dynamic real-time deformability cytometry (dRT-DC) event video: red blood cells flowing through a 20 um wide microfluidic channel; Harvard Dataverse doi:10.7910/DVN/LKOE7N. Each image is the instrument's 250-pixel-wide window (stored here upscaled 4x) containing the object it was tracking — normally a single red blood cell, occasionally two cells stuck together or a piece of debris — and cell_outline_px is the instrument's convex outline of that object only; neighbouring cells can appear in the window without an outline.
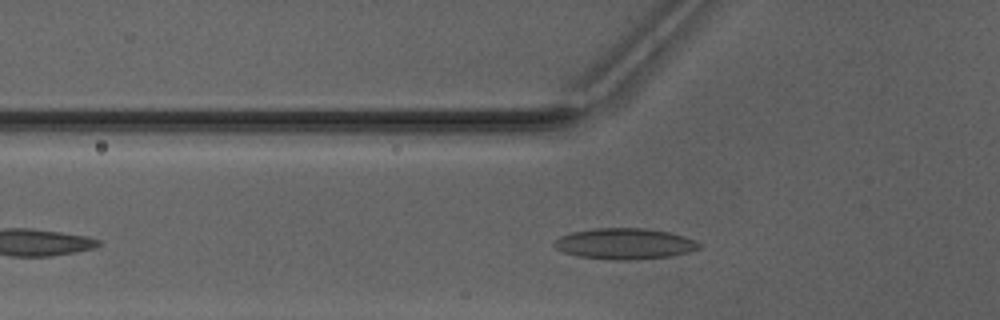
{"species": "Egyptian fruit bat (a non-hibernating species)", "species_latin": "Rousettus aegyptiacus", "temperature_condition": "warm", "stored_images_in_passage": 30, "camera_frame_rate_fps": 3000, "um_per_image_px": 0.085, "animal": {"sex": "male"}, "frame": {"image": 1, "passage_image": 8, "time_ms": 2.333, "image_size_px": [1000, 320], "cell_outline_px": [[700, 248], [688, 252], [672, 256], [632, 260], [612, 260], [576, 256], [564, 252], [556, 248], [552, 244], [560, 236], [572, 232], [592, 228], [644, 228], [668, 232], [684, 236], [700, 244]], "centroid_in_image_um": [53.06, 20.72], "position_along_channel_um": 72.7, "area_um2": 26.13}}
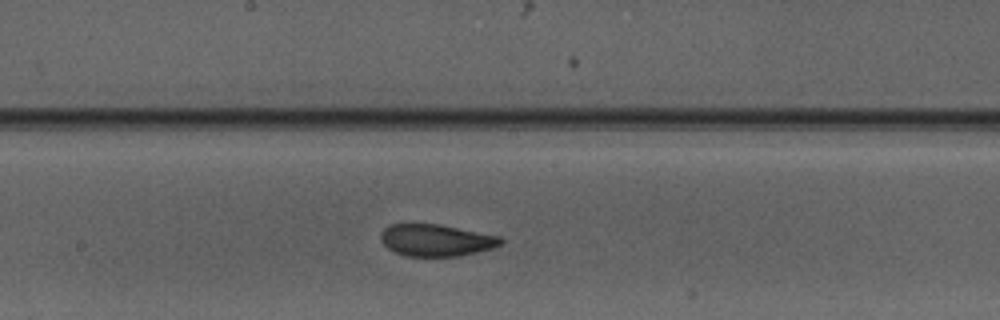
{"frame": {"image": 2, "passage_image": 18, "time_ms": 5.667, "image_size_px": [1000, 320], "cell_outline_px": [[504, 240], [500, 244], [492, 248], [460, 256], [408, 256], [392, 252], [380, 240], [380, 232], [388, 224], [440, 224], [500, 236]], "centroid_in_image_um": [37.03, 20.41], "position_along_channel_um": 211.2, "area_um2": 22.43}}
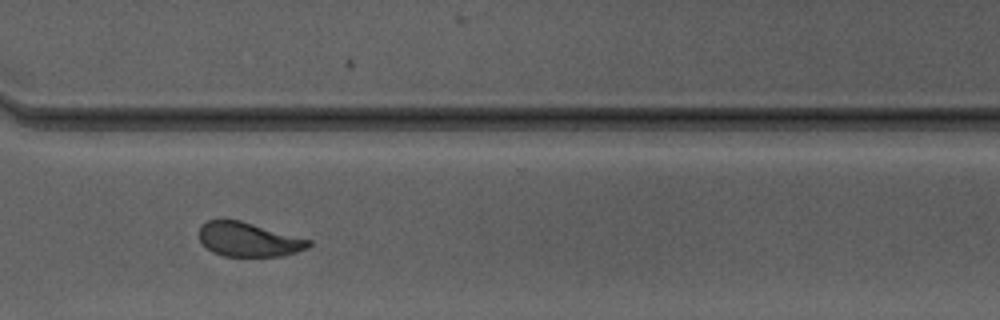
{"frame": {"image": 3, "passage_image": 28, "time_ms": 9.0, "image_size_px": [1000, 320], "cell_outline_px": [[312, 244], [308, 248], [284, 256], [224, 256], [212, 252], [200, 240], [200, 228], [208, 220], [240, 220], [312, 240]], "centroid_in_image_um": [21.18, 20.37], "position_along_channel_um": 349.4, "area_um2": 21.68}, "authors_computed_cell_mechanics": {"area_um2": 22.6865, "velocity_mm_per_s": 4.1527, "shape_relaxation_time_tau1_ms": 5.6862, "shape_relaxation_time_tau2_ms": 1.1012, "deformation_change_tau1": 0.16, "deformation_change_tau2": 0.0708}}